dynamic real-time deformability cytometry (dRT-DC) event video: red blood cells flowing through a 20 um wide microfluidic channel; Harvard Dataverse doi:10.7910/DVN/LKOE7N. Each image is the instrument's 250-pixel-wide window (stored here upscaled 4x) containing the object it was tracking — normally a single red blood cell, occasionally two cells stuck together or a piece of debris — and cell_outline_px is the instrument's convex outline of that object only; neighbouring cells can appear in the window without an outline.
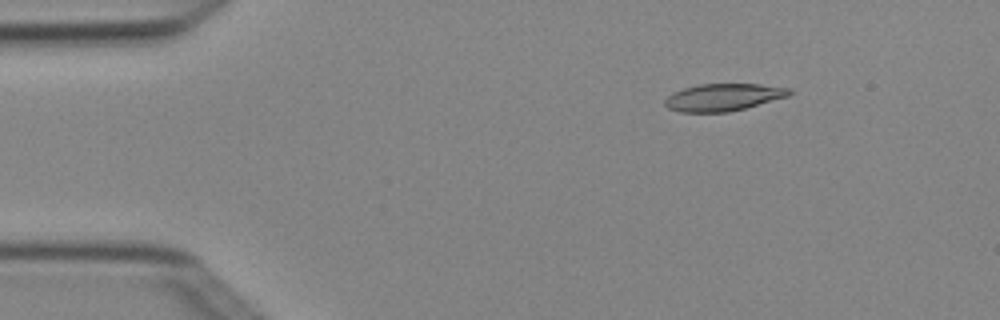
{"species": "Egyptian fruit bat (a non-hibernating species)", "species_latin": "Rousettus aegyptiacus", "temperature_condition": "cold", "stored_images_in_passage": 3, "camera_frame_rate_fps": 3000, "um_per_image_px": 0.085, "animal": {"sex": "female"}, "frame": {"image": 1, "passage_image": 2, "time_ms": 0.333, "image_size_px": [1000, 320], "cell_outline_px": [[792, 92], [788, 96], [744, 108], [728, 112], [680, 112], [668, 108], [664, 104], [664, 100], [672, 92], [684, 88], [700, 84], [760, 84], [792, 88]], "centroid_in_image_um": [61.46, 8.26], "position_along_channel_um": 23.5, "area_um2": 19.71}}